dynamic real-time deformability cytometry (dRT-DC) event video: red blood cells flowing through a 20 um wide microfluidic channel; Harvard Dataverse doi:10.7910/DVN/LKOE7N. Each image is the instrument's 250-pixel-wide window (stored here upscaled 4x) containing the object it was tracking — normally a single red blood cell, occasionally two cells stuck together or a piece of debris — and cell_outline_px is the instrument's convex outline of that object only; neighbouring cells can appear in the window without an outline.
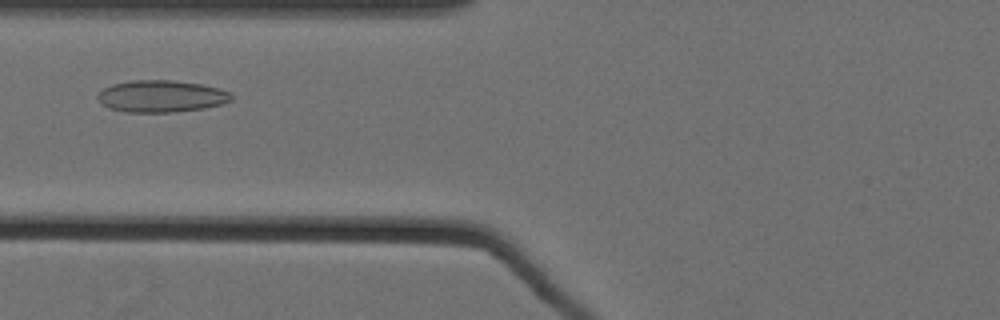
{"species": "Egyptian fruit bat (a non-hibernating species)", "species_latin": "Rousettus aegyptiacus", "temperature_condition": "cold", "stored_images_in_passage": 32, "camera_frame_rate_fps": 3000, "um_per_image_px": 0.085, "animal": {"sex": "female"}, "frame": {"image": 1, "passage_image": 6, "time_ms": 1.667, "image_size_px": [1000, 320], "cell_outline_px": [[232, 100], [220, 104], [204, 108], [172, 112], [124, 112], [108, 108], [96, 96], [104, 88], [112, 84], [132, 80], [172, 80], [200, 84], [220, 88], [228, 92], [232, 96]], "centroid_in_image_um": [13.7, 8.18], "position_along_channel_um": 112.1, "area_um2": 24.74}}
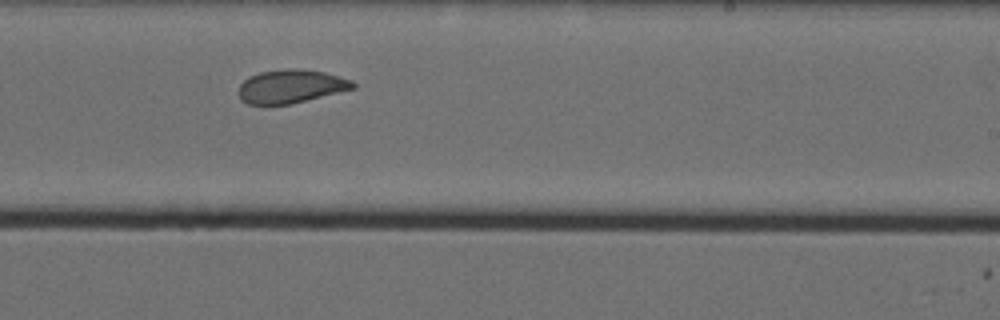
{"frame": {"image": 2, "passage_image": 19, "time_ms": 6.0, "image_size_px": [1000, 320], "cell_outline_px": [[356, 88], [288, 104], [248, 104], [240, 100], [240, 84], [248, 76], [260, 72], [292, 68], [300, 68], [324, 72], [352, 80], [356, 84]], "centroid_in_image_um": [24.73, 7.33], "position_along_channel_um": 264.3, "area_um2": 22.08}}
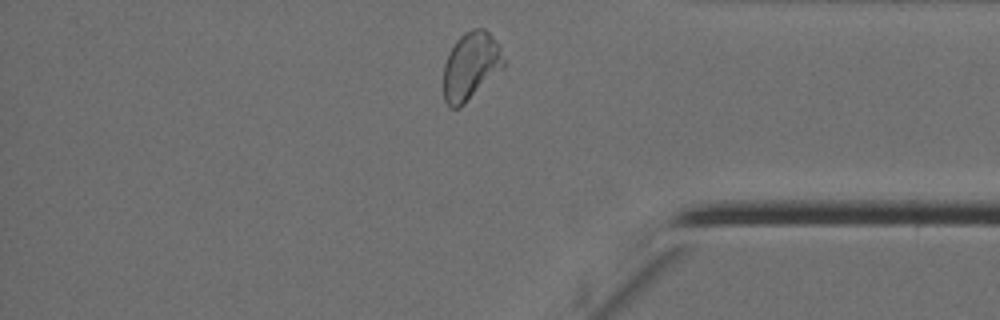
{"frame": {"image": 3, "passage_image": 31, "time_ms": 10.0, "image_size_px": [1000, 320], "cell_outline_px": [[504, 64], [460, 108], [452, 108], [444, 100], [444, 64], [448, 52], [456, 40], [464, 32], [472, 28], [484, 28], [500, 44], [504, 60]], "centroid_in_image_um": [39.98, 5.56], "position_along_channel_um": 395.2, "area_um2": 23.35}, "authors_computed_cell_mechanics": {"area_um2": 23.0622, "velocity_mm_per_s": 3.5139, "shape_relaxation_time_tau1_ms": 7.0938, "shape_relaxation_time_tau2_ms": 1.5058, "deformation_change_tau1": 0.123, "deformation_change_tau2": 0.066}}